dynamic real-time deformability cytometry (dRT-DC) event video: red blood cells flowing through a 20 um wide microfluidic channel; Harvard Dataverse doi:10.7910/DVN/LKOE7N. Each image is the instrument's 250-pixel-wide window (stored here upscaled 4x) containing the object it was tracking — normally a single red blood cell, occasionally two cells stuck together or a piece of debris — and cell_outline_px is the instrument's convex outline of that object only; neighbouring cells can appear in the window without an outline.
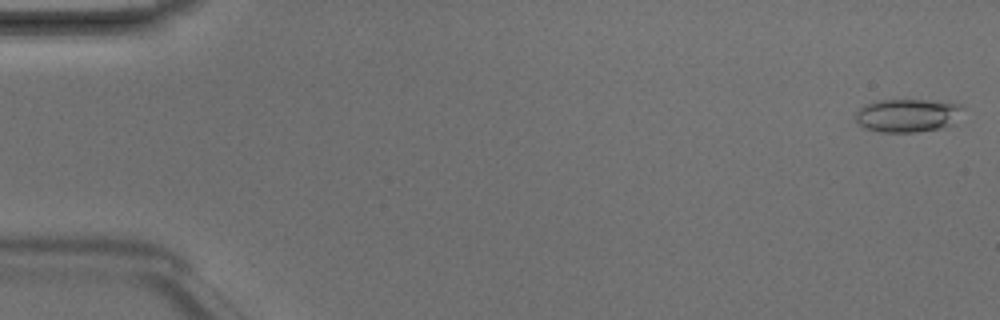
{"species": "Egyptian fruit bat (a non-hibernating species)", "species_latin": "Rousettus aegyptiacus", "temperature_condition": "room temperature", "stored_images_in_passage": 4, "camera_frame_rate_fps": 3000, "um_per_image_px": 0.085, "animal": {"sex": "male"}, "frame": {"image": 1, "passage_image": 1, "time_ms": 0.0, "image_size_px": [1000, 320], "cell_outline_px": [[964, 108], [956, 124], [940, 128], [916, 132], [880, 132], [864, 128], [856, 120], [856, 112], [864, 104], [876, 100], [928, 100], [964, 104]], "centroid_in_image_um": [77.19, 9.8], "position_along_channel_um": 7.8, "area_um2": 21.15}}
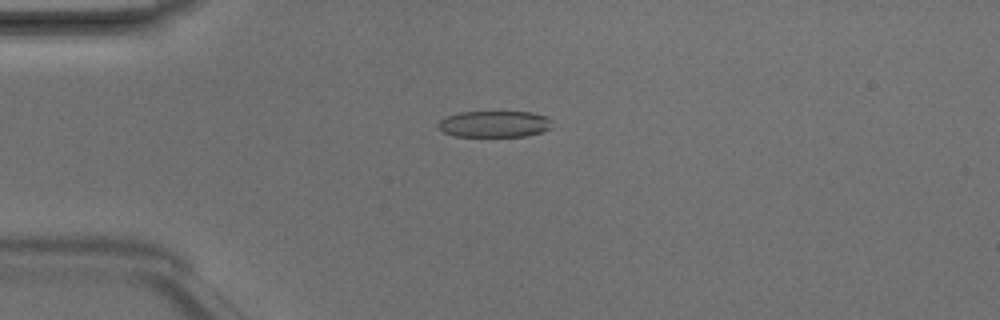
{"frame": {"image": 2, "passage_image": 4, "time_ms": 1.0, "image_size_px": [1000, 320], "cell_outline_px": [[552, 128], [528, 136], [456, 136], [444, 132], [436, 124], [444, 116], [460, 112], [532, 112], [548, 116], [552, 120]], "centroid_in_image_um": [42.05, 10.53], "position_along_channel_um": 42.9, "area_um2": 17.69}}